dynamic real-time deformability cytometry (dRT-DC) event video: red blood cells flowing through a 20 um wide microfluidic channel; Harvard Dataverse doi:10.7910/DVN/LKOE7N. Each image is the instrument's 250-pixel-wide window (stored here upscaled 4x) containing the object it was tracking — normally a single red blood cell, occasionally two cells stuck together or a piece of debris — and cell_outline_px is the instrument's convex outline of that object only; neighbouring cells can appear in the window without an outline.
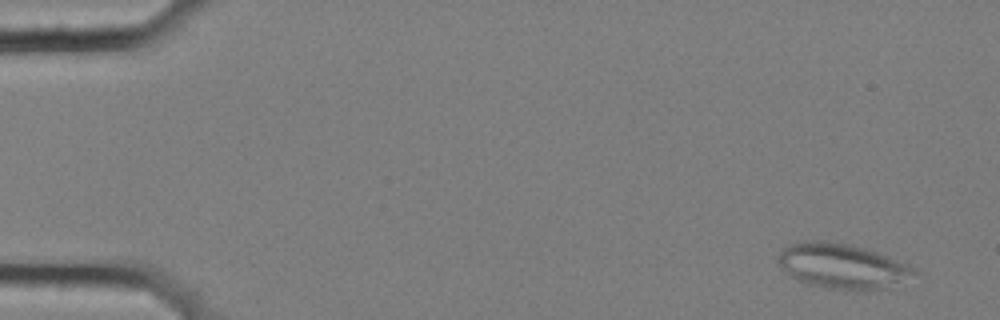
{"species": "common noctule bat (a hibernating species)", "species_latin": "Nyctalus noctula", "temperature_condition": "cold", "stored_images_in_passage": 6, "camera_frame_rate_fps": 3000, "um_per_image_px": 0.085, "animal": {"sex": "female", "body_mass_g": 25.1}, "frame": {"image": 1, "passage_image": 2, "time_ms": 0.333, "image_size_px": [1000, 320], "cell_outline_px": [[916, 272], [884, 288], [828, 288], [808, 284], [784, 272], [780, 268], [776, 260], [776, 256], [780, 248], [788, 244], [804, 240], [824, 240], [848, 244], [864, 248], [876, 252], [908, 264], [916, 268]], "centroid_in_image_um": [71.43, 22.55], "position_along_channel_um": 13.6, "area_um2": 34.97}}